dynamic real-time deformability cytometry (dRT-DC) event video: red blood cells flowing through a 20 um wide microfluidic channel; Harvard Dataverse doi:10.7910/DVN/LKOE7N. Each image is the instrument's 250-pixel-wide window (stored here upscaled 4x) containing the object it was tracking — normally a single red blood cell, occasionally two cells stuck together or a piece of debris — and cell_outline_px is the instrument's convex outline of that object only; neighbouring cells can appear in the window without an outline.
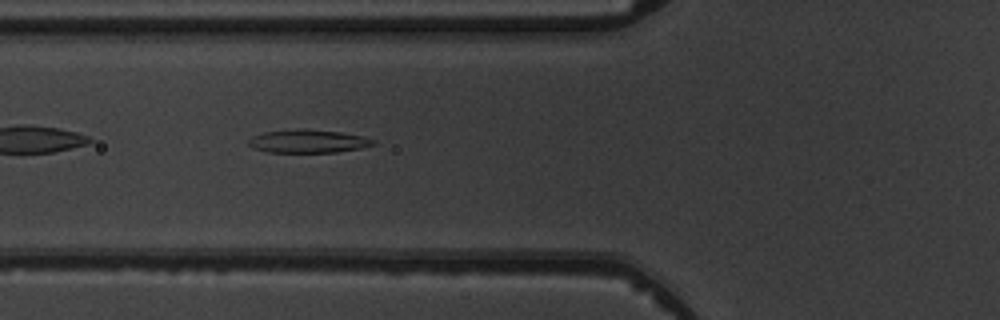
{"species": "common noctule bat (a hibernating species)", "species_latin": "Nyctalus noctula", "temperature_condition": "warm", "stored_images_in_passage": 2, "camera_frame_rate_fps": 3000, "um_per_image_px": 0.085, "animal": {"sex": "male", "body_mass_g": 19.5, "forearm_length_mm": 54.6}, "frame": {"image": 1, "passage_image": 2, "time_ms": 1.0, "image_size_px": [1000, 320], "cell_outline_px": [[376, 144], [360, 148], [336, 152], [268, 152], [252, 148], [248, 144], [248, 140], [252, 136], [264, 132], [300, 128], [304, 128], [340, 132], [360, 136], [376, 140]], "centroid_in_image_um": [26.16, 12.0], "position_along_channel_um": 99.6, "area_um2": 16.88}}